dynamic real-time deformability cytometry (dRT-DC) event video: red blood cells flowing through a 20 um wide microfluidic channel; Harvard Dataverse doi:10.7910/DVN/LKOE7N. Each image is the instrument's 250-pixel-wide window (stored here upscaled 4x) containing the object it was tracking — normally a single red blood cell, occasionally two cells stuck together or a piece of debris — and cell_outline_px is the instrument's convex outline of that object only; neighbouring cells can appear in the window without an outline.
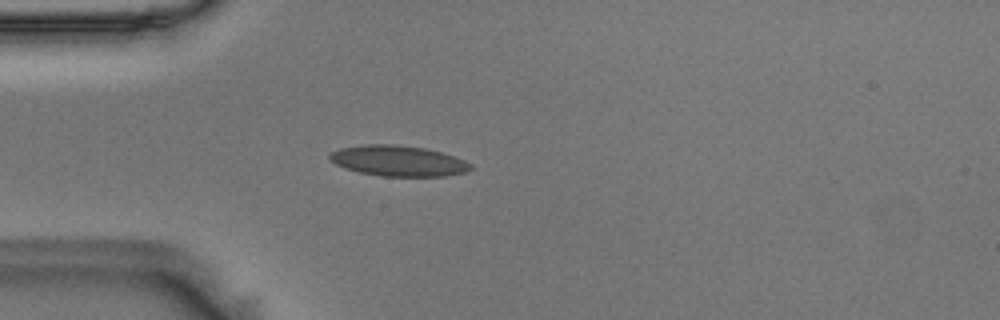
{"species": "Egyptian fruit bat (a non-hibernating species)", "species_latin": "Rousettus aegyptiacus", "temperature_condition": "room temperature", "stored_images_in_passage": 36, "camera_frame_rate_fps": 3000, "um_per_image_px": 0.085, "animal": {"sex": "male"}, "frame": {"image": 1, "passage_image": 1, "time_ms": 0.0, "image_size_px": [1000, 320], "cell_outline_px": [[472, 168], [464, 172], [448, 176], [380, 176], [360, 172], [344, 168], [328, 160], [328, 156], [332, 152], [340, 148], [364, 144], [392, 144], [424, 148], [440, 152], [464, 160], [472, 164]], "centroid_in_image_um": [33.82, 13.67], "position_along_channel_um": 51.2, "area_um2": 25.09}}
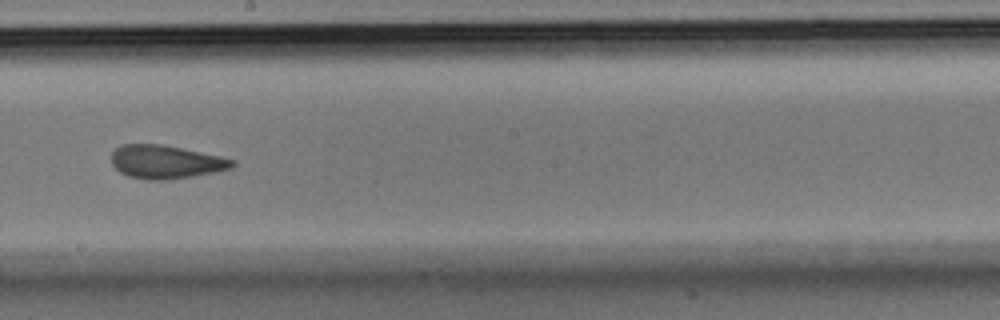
{"frame": {"image": 2, "passage_image": 17, "time_ms": 5.333, "image_size_px": [1000, 320], "cell_outline_px": [[236, 164], [232, 168], [216, 172], [168, 180], [148, 180], [128, 176], [120, 172], [112, 164], [112, 152], [120, 144], [160, 144], [220, 156], [236, 160]], "centroid_in_image_um": [14.1, 13.77], "position_along_channel_um": 234.1, "area_um2": 23.52}}
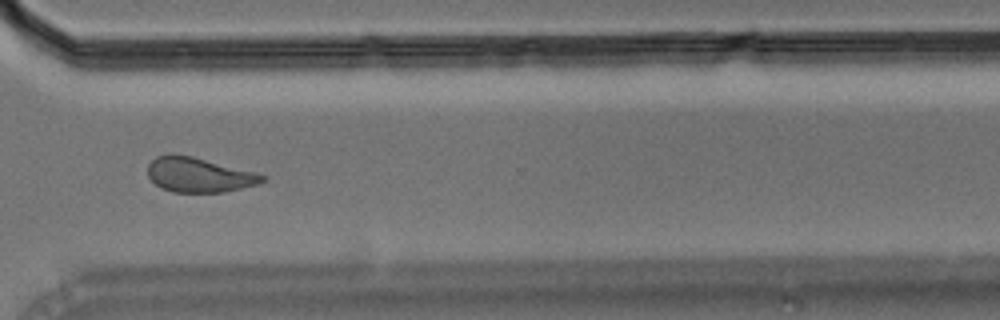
{"frame": {"image": 3, "passage_image": 27, "time_ms": 8.667, "image_size_px": [1000, 320], "cell_outline_px": [[268, 180], [260, 184], [224, 192], [172, 192], [160, 188], [148, 176], [148, 164], [156, 156], [192, 156], [256, 172], [268, 176]], "centroid_in_image_um": [16.98, 14.89], "position_along_channel_um": 353.6, "area_um2": 23.06}, "authors_computed_cell_mechanics": {"area_um2": 23.3801, "velocity_mm_per_s": 3.5936, "shape_relaxation_time_tau1_ms": 6.2729, "shape_relaxation_time_tau2_ms": 1.9326, "deformation_change_tau1": 0.1398, "deformation_change_tau2": 0.0946}}